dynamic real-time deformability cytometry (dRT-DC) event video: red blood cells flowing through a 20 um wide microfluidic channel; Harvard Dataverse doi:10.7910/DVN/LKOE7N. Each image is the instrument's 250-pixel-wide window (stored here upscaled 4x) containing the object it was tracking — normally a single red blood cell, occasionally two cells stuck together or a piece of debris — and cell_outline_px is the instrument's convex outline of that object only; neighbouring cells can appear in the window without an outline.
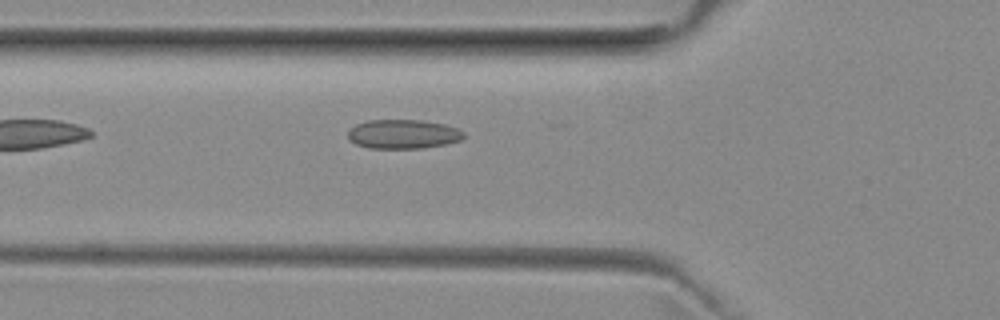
{"species": "common noctule bat (a hibernating species)", "species_latin": "Nyctalus noctula", "temperature_condition": "room temperature", "stored_images_in_passage": 11, "camera_frame_rate_fps": 3000, "um_per_image_px": 0.085, "animal": {"sex": "female", "body_mass_g": 29.2, "forearm_length_mm": 56.3}, "frame": {"image": 1, "passage_image": 2, "time_ms": 0.333, "image_size_px": [1000, 320], "cell_outline_px": [[464, 136], [460, 140], [444, 144], [420, 148], [368, 148], [356, 144], [348, 140], [348, 128], [364, 120], [420, 120], [444, 124], [456, 128], [464, 132]], "centroid_in_image_um": [34.2, 11.39], "position_along_channel_um": 91.6, "area_um2": 19.71}}
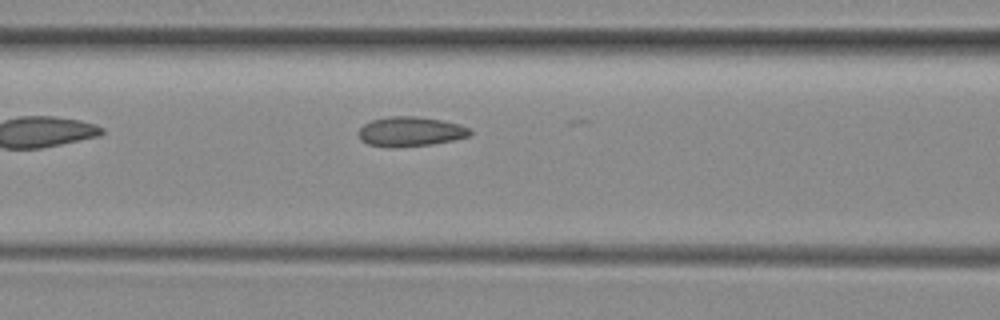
{"frame": {"image": 2, "passage_image": 5, "time_ms": 1.333, "image_size_px": [1000, 320], "cell_outline_px": [[472, 132], [468, 136], [452, 140], [432, 144], [368, 144], [360, 140], [356, 132], [364, 124], [372, 120], [388, 116], [416, 116], [440, 120], [460, 124], [468, 128]], "centroid_in_image_um": [34.88, 11.13], "position_along_channel_um": 131.7, "area_um2": 18.38}}
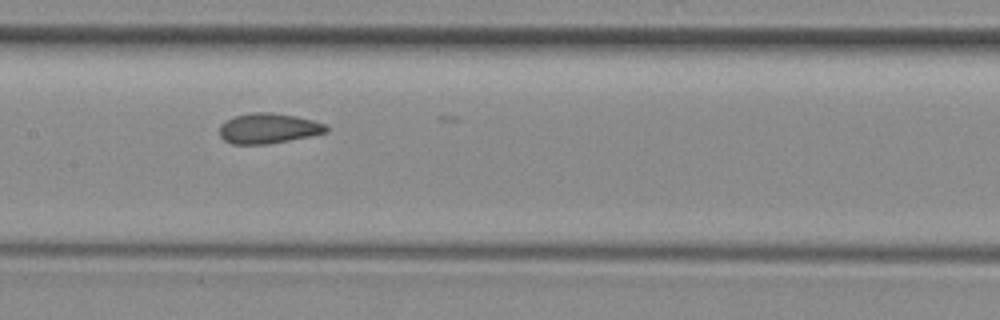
{"frame": {"image": 3, "passage_image": 9, "time_ms": 2.667, "image_size_px": [1000, 320], "cell_outline_px": [[328, 132], [268, 144], [232, 144], [224, 140], [220, 136], [220, 124], [236, 116], [252, 112], [272, 112], [296, 116], [312, 120], [324, 124], [328, 128]], "centroid_in_image_um": [22.79, 10.91], "position_along_channel_um": 184.6, "area_um2": 18.61}}